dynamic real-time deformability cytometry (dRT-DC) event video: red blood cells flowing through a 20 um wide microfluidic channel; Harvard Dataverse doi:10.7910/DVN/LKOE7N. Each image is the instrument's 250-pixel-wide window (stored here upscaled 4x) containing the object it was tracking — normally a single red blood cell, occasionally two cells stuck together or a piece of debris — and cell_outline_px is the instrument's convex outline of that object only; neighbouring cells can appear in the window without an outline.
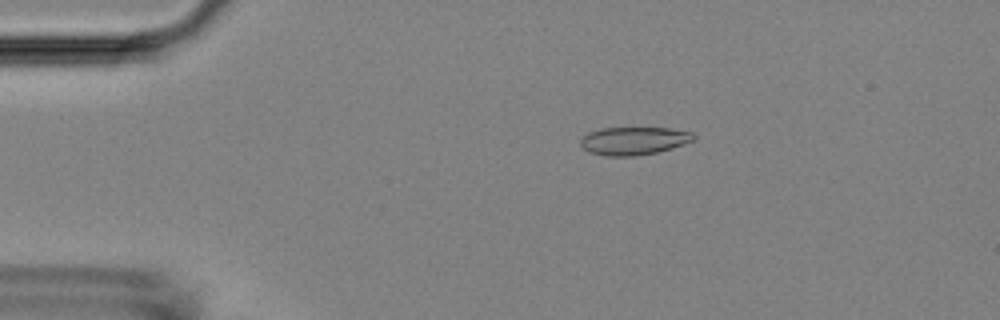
{"species": "Egyptian fruit bat (a non-hibernating species)", "species_latin": "Rousettus aegyptiacus", "temperature_condition": "room temperature", "stored_images_in_passage": 53, "camera_frame_rate_fps": 3000, "um_per_image_px": 0.085, "animal": {"sex": "female"}, "frame": {"image": 1, "passage_image": 10, "time_ms": 3.0, "image_size_px": [1000, 320], "cell_outline_px": [[696, 136], [692, 140], [684, 144], [656, 152], [636, 156], [604, 156], [588, 152], [580, 144], [580, 140], [588, 132], [600, 128], [668, 128], [692, 132]], "centroid_in_image_um": [53.83, 11.97], "position_along_channel_um": 31.2, "area_um2": 18.38}}
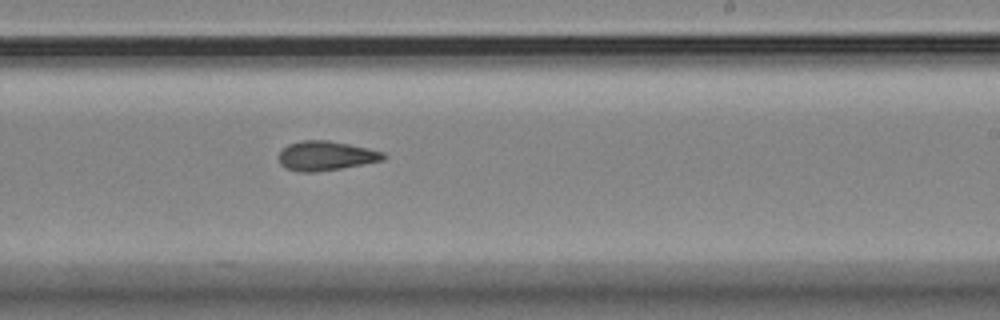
{"frame": {"image": 2, "passage_image": 32, "time_ms": 10.333, "image_size_px": [1000, 320], "cell_outline_px": [[388, 156], [384, 160], [340, 168], [316, 172], [296, 172], [284, 168], [280, 164], [276, 156], [288, 144], [304, 140], [328, 140], [368, 148], [384, 152]], "centroid_in_image_um": [27.66, 13.25], "position_along_channel_um": 261.3, "area_um2": 18.09}}
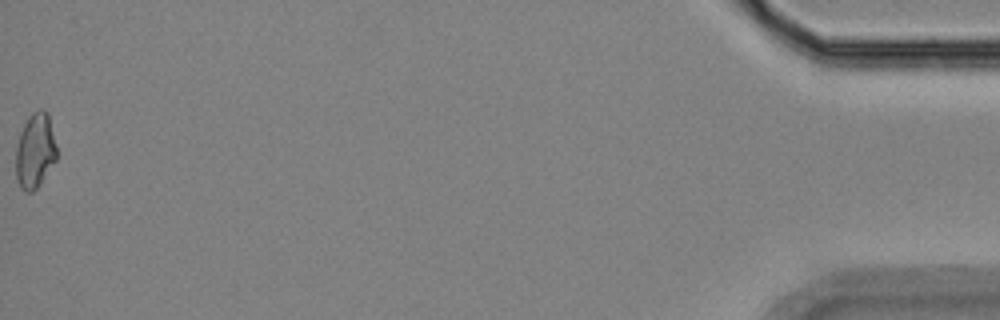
{"frame": {"image": 3, "passage_image": 53, "time_ms": 17.333, "image_size_px": [1000, 320], "cell_outline_px": [[56, 160], [36, 188], [32, 192], [24, 192], [20, 188], [16, 180], [16, 148], [20, 132], [28, 116], [32, 112], [40, 108], [44, 108], [48, 112], [56, 148]], "centroid_in_image_um": [2.96, 12.8], "position_along_channel_um": 432.2, "area_um2": 17.86}, "authors_computed_cell_mechanics": {"area_um2": 17.9758, "velocity_mm_per_s": 3.7931, "shape_relaxation_time_tau1_ms": 4.6354, "shape_relaxation_time_tau2_ms": 2.0773, "deformation_change_tau1": 0.1232, "deformation_change_tau2": 0.0909}}